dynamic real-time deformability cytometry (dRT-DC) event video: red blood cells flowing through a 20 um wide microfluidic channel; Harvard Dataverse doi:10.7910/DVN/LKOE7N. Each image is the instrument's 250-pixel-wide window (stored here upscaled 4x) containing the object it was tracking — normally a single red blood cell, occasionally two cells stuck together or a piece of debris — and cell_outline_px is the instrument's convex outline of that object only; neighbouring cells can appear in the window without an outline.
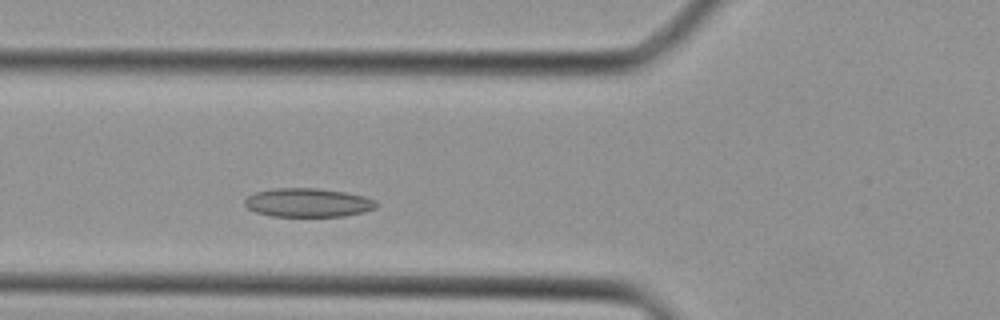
{"species": "Egyptian fruit bat (a non-hibernating species)", "species_latin": "Rousettus aegyptiacus", "temperature_condition": "cold", "stored_images_in_passage": 31, "camera_frame_rate_fps": 3000, "um_per_image_px": 0.085, "animal": {"sex": "female"}, "frame": {"image": 1, "passage_image": 5, "time_ms": 1.333, "image_size_px": [1000, 320], "cell_outline_px": [[380, 204], [376, 208], [364, 212], [344, 216], [272, 216], [256, 212], [248, 208], [244, 204], [244, 200], [248, 196], [256, 192], [272, 188], [316, 188], [344, 192], [364, 196], [376, 200]], "centroid_in_image_um": [26.2, 17.22], "position_along_channel_um": 99.6, "area_um2": 22.14}}
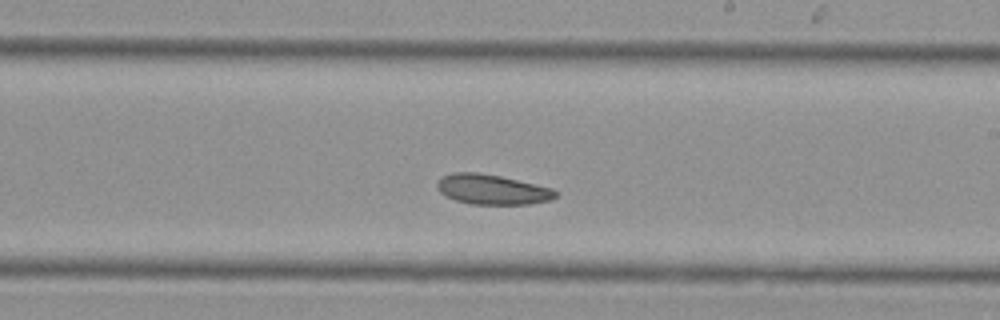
{"frame": {"image": 2, "passage_image": 14, "time_ms": 4.333, "image_size_px": [1000, 320], "cell_outline_px": [[560, 192], [552, 200], [528, 204], [472, 204], [456, 200], [444, 196], [440, 192], [436, 184], [444, 176], [452, 172], [476, 172], [500, 176], [552, 188]], "centroid_in_image_um": [41.85, 16.11], "position_along_channel_um": 247.1, "area_um2": 20.63}}
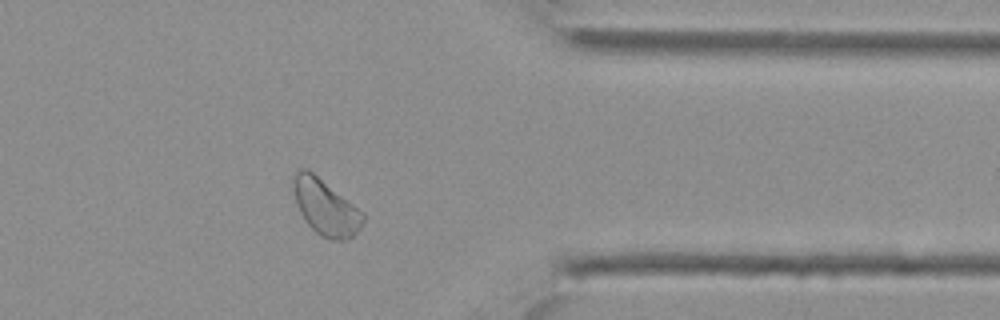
{"frame": {"image": 3, "passage_image": 23, "time_ms": 7.333, "image_size_px": [1000, 320], "cell_outline_px": [[364, 220], [360, 228], [348, 240], [328, 240], [320, 236], [304, 220], [300, 212], [292, 188], [292, 180], [296, 172], [300, 168], [308, 168], [364, 212]], "centroid_in_image_um": [27.67, 17.61], "position_along_channel_um": 383.7, "area_um2": 22.77}}